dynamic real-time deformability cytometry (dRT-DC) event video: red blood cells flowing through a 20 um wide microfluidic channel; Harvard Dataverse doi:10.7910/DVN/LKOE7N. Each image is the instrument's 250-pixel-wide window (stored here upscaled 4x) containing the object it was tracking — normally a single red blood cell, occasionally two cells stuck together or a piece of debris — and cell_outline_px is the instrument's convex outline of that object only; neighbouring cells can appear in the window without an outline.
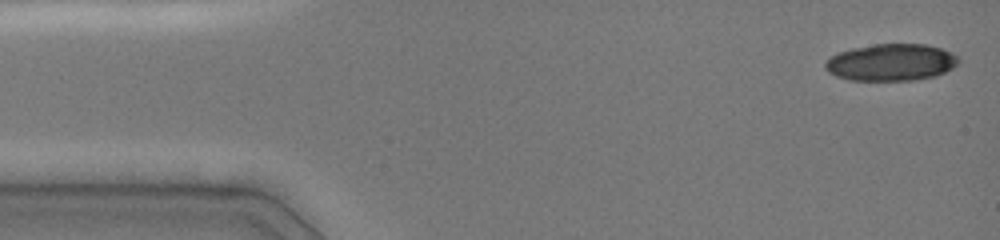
{"species": "common noctule bat (a hibernating species)", "species_latin": "Nyctalus noctula", "temperature_condition": "cold", "stored_images_in_passage": 45, "segment_of_instrument_passage": [1, 2], "camera_frame_rate_fps": 3000, "um_per_image_px": 0.085, "animal": {"sex": "female", "body_mass_g": 19.0, "forearm_length_mm": 51.5}, "frame": {"image": 1, "passage_image": 1, "time_ms": 0.0, "image_size_px": [1000, 240], "cell_outline_px": [[960, 60], [952, 68], [936, 76], [912, 80], [848, 80], [836, 76], [828, 72], [824, 68], [824, 64], [836, 52], [852, 48], [876, 44], [928, 44], [952, 52]], "centroid_in_image_um": [75.73, 5.29], "position_along_channel_um": 9.3, "area_um2": 28.73}}
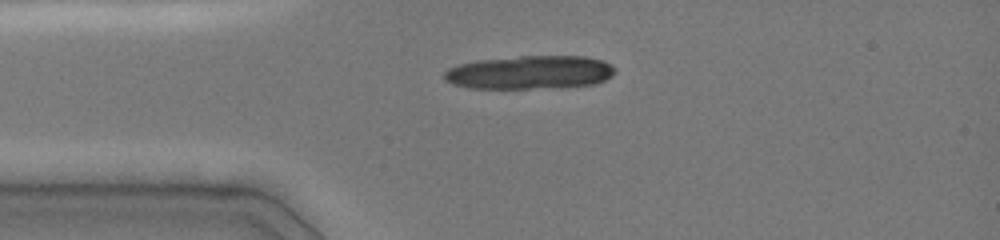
{"frame": {"image": 2, "passage_image": 10, "time_ms": 3.0, "image_size_px": [1000, 240], "cell_outline_px": [[616, 72], [612, 76], [596, 84], [528, 88], [468, 88], [452, 84], [444, 76], [444, 72], [448, 68], [460, 64], [476, 60], [520, 56], [584, 56], [600, 60], [612, 64], [616, 68]], "centroid_in_image_um": [45.05, 6.14], "position_along_channel_um": 40.0, "area_um2": 33.12}}